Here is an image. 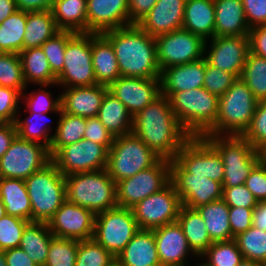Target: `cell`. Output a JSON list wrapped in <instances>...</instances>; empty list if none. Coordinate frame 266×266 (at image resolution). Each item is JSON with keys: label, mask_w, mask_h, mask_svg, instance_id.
Listing matches in <instances>:
<instances>
[{"label": "cell", "mask_w": 266, "mask_h": 266, "mask_svg": "<svg viewBox=\"0 0 266 266\" xmlns=\"http://www.w3.org/2000/svg\"><path fill=\"white\" fill-rule=\"evenodd\" d=\"M108 89L134 117L161 95V82L160 78L120 76Z\"/></svg>", "instance_id": "20"}, {"label": "cell", "mask_w": 266, "mask_h": 266, "mask_svg": "<svg viewBox=\"0 0 266 266\" xmlns=\"http://www.w3.org/2000/svg\"><path fill=\"white\" fill-rule=\"evenodd\" d=\"M240 79L251 89L258 101L266 100V59L249 51Z\"/></svg>", "instance_id": "40"}, {"label": "cell", "mask_w": 266, "mask_h": 266, "mask_svg": "<svg viewBox=\"0 0 266 266\" xmlns=\"http://www.w3.org/2000/svg\"><path fill=\"white\" fill-rule=\"evenodd\" d=\"M54 237L48 223L29 222L22 234L20 248L38 265L44 266L47 260L50 241Z\"/></svg>", "instance_id": "34"}, {"label": "cell", "mask_w": 266, "mask_h": 266, "mask_svg": "<svg viewBox=\"0 0 266 266\" xmlns=\"http://www.w3.org/2000/svg\"><path fill=\"white\" fill-rule=\"evenodd\" d=\"M157 0H129L130 25L138 24L156 4Z\"/></svg>", "instance_id": "59"}, {"label": "cell", "mask_w": 266, "mask_h": 266, "mask_svg": "<svg viewBox=\"0 0 266 266\" xmlns=\"http://www.w3.org/2000/svg\"><path fill=\"white\" fill-rule=\"evenodd\" d=\"M249 28L266 24V0H242Z\"/></svg>", "instance_id": "57"}, {"label": "cell", "mask_w": 266, "mask_h": 266, "mask_svg": "<svg viewBox=\"0 0 266 266\" xmlns=\"http://www.w3.org/2000/svg\"><path fill=\"white\" fill-rule=\"evenodd\" d=\"M0 198L6 214L31 222V203L25 180L0 178Z\"/></svg>", "instance_id": "30"}, {"label": "cell", "mask_w": 266, "mask_h": 266, "mask_svg": "<svg viewBox=\"0 0 266 266\" xmlns=\"http://www.w3.org/2000/svg\"><path fill=\"white\" fill-rule=\"evenodd\" d=\"M174 160L191 175L206 176L222 184L224 164L218 151L204 138L191 137Z\"/></svg>", "instance_id": "16"}, {"label": "cell", "mask_w": 266, "mask_h": 266, "mask_svg": "<svg viewBox=\"0 0 266 266\" xmlns=\"http://www.w3.org/2000/svg\"><path fill=\"white\" fill-rule=\"evenodd\" d=\"M207 257L204 263L208 266H237L243 256L236 241L213 242L207 250L200 256Z\"/></svg>", "instance_id": "44"}, {"label": "cell", "mask_w": 266, "mask_h": 266, "mask_svg": "<svg viewBox=\"0 0 266 266\" xmlns=\"http://www.w3.org/2000/svg\"><path fill=\"white\" fill-rule=\"evenodd\" d=\"M6 215L5 206L2 202V199L0 198V219Z\"/></svg>", "instance_id": "67"}, {"label": "cell", "mask_w": 266, "mask_h": 266, "mask_svg": "<svg viewBox=\"0 0 266 266\" xmlns=\"http://www.w3.org/2000/svg\"><path fill=\"white\" fill-rule=\"evenodd\" d=\"M245 185L258 201H266V166L261 161L253 167Z\"/></svg>", "instance_id": "54"}, {"label": "cell", "mask_w": 266, "mask_h": 266, "mask_svg": "<svg viewBox=\"0 0 266 266\" xmlns=\"http://www.w3.org/2000/svg\"><path fill=\"white\" fill-rule=\"evenodd\" d=\"M113 137L132 132L133 117L115 96L109 91L105 94L96 116Z\"/></svg>", "instance_id": "32"}, {"label": "cell", "mask_w": 266, "mask_h": 266, "mask_svg": "<svg viewBox=\"0 0 266 266\" xmlns=\"http://www.w3.org/2000/svg\"><path fill=\"white\" fill-rule=\"evenodd\" d=\"M87 118L62 112L49 149L51 158L64 146L84 138Z\"/></svg>", "instance_id": "38"}, {"label": "cell", "mask_w": 266, "mask_h": 266, "mask_svg": "<svg viewBox=\"0 0 266 266\" xmlns=\"http://www.w3.org/2000/svg\"><path fill=\"white\" fill-rule=\"evenodd\" d=\"M201 214L212 242L233 240L229 223V206L221 198L196 208Z\"/></svg>", "instance_id": "33"}, {"label": "cell", "mask_w": 266, "mask_h": 266, "mask_svg": "<svg viewBox=\"0 0 266 266\" xmlns=\"http://www.w3.org/2000/svg\"><path fill=\"white\" fill-rule=\"evenodd\" d=\"M23 77L26 85H55L57 77L52 73L41 47L23 49L20 53Z\"/></svg>", "instance_id": "35"}, {"label": "cell", "mask_w": 266, "mask_h": 266, "mask_svg": "<svg viewBox=\"0 0 266 266\" xmlns=\"http://www.w3.org/2000/svg\"><path fill=\"white\" fill-rule=\"evenodd\" d=\"M215 27L214 37L248 36L247 24L242 0H214Z\"/></svg>", "instance_id": "27"}, {"label": "cell", "mask_w": 266, "mask_h": 266, "mask_svg": "<svg viewBox=\"0 0 266 266\" xmlns=\"http://www.w3.org/2000/svg\"><path fill=\"white\" fill-rule=\"evenodd\" d=\"M115 261L116 257L93 238L78 240L75 266H110Z\"/></svg>", "instance_id": "45"}, {"label": "cell", "mask_w": 266, "mask_h": 266, "mask_svg": "<svg viewBox=\"0 0 266 266\" xmlns=\"http://www.w3.org/2000/svg\"><path fill=\"white\" fill-rule=\"evenodd\" d=\"M17 11L15 0H0V23Z\"/></svg>", "instance_id": "64"}, {"label": "cell", "mask_w": 266, "mask_h": 266, "mask_svg": "<svg viewBox=\"0 0 266 266\" xmlns=\"http://www.w3.org/2000/svg\"><path fill=\"white\" fill-rule=\"evenodd\" d=\"M31 203V222L48 223L66 201L65 176L51 160L25 179Z\"/></svg>", "instance_id": "6"}, {"label": "cell", "mask_w": 266, "mask_h": 266, "mask_svg": "<svg viewBox=\"0 0 266 266\" xmlns=\"http://www.w3.org/2000/svg\"><path fill=\"white\" fill-rule=\"evenodd\" d=\"M248 38L250 52L266 59V24L250 28Z\"/></svg>", "instance_id": "58"}, {"label": "cell", "mask_w": 266, "mask_h": 266, "mask_svg": "<svg viewBox=\"0 0 266 266\" xmlns=\"http://www.w3.org/2000/svg\"><path fill=\"white\" fill-rule=\"evenodd\" d=\"M258 102L248 85L238 78L218 98L216 123L204 136H242L251 124Z\"/></svg>", "instance_id": "3"}, {"label": "cell", "mask_w": 266, "mask_h": 266, "mask_svg": "<svg viewBox=\"0 0 266 266\" xmlns=\"http://www.w3.org/2000/svg\"><path fill=\"white\" fill-rule=\"evenodd\" d=\"M170 182L174 185L183 206L196 209L222 198L220 182L206 176L191 175L174 159L170 160Z\"/></svg>", "instance_id": "17"}, {"label": "cell", "mask_w": 266, "mask_h": 266, "mask_svg": "<svg viewBox=\"0 0 266 266\" xmlns=\"http://www.w3.org/2000/svg\"><path fill=\"white\" fill-rule=\"evenodd\" d=\"M168 99L177 120L192 137H203L215 125L218 97L204 87L175 92Z\"/></svg>", "instance_id": "4"}, {"label": "cell", "mask_w": 266, "mask_h": 266, "mask_svg": "<svg viewBox=\"0 0 266 266\" xmlns=\"http://www.w3.org/2000/svg\"><path fill=\"white\" fill-rule=\"evenodd\" d=\"M139 229L132 209L117 206L96 214L93 239L116 257Z\"/></svg>", "instance_id": "9"}, {"label": "cell", "mask_w": 266, "mask_h": 266, "mask_svg": "<svg viewBox=\"0 0 266 266\" xmlns=\"http://www.w3.org/2000/svg\"><path fill=\"white\" fill-rule=\"evenodd\" d=\"M110 266H120L116 261L113 263V264H111Z\"/></svg>", "instance_id": "69"}, {"label": "cell", "mask_w": 266, "mask_h": 266, "mask_svg": "<svg viewBox=\"0 0 266 266\" xmlns=\"http://www.w3.org/2000/svg\"><path fill=\"white\" fill-rule=\"evenodd\" d=\"M17 10L25 12L51 11L55 0H15Z\"/></svg>", "instance_id": "61"}, {"label": "cell", "mask_w": 266, "mask_h": 266, "mask_svg": "<svg viewBox=\"0 0 266 266\" xmlns=\"http://www.w3.org/2000/svg\"><path fill=\"white\" fill-rule=\"evenodd\" d=\"M0 86L19 90L21 93L26 90L27 85L18 53L0 52Z\"/></svg>", "instance_id": "43"}, {"label": "cell", "mask_w": 266, "mask_h": 266, "mask_svg": "<svg viewBox=\"0 0 266 266\" xmlns=\"http://www.w3.org/2000/svg\"><path fill=\"white\" fill-rule=\"evenodd\" d=\"M7 266H38L20 247L5 250Z\"/></svg>", "instance_id": "60"}, {"label": "cell", "mask_w": 266, "mask_h": 266, "mask_svg": "<svg viewBox=\"0 0 266 266\" xmlns=\"http://www.w3.org/2000/svg\"><path fill=\"white\" fill-rule=\"evenodd\" d=\"M78 240L53 237L44 266H75Z\"/></svg>", "instance_id": "46"}, {"label": "cell", "mask_w": 266, "mask_h": 266, "mask_svg": "<svg viewBox=\"0 0 266 266\" xmlns=\"http://www.w3.org/2000/svg\"><path fill=\"white\" fill-rule=\"evenodd\" d=\"M249 51L248 36H218L205 40L204 58L209 65L240 78Z\"/></svg>", "instance_id": "18"}, {"label": "cell", "mask_w": 266, "mask_h": 266, "mask_svg": "<svg viewBox=\"0 0 266 266\" xmlns=\"http://www.w3.org/2000/svg\"><path fill=\"white\" fill-rule=\"evenodd\" d=\"M198 266H208V265L205 263H198Z\"/></svg>", "instance_id": "70"}, {"label": "cell", "mask_w": 266, "mask_h": 266, "mask_svg": "<svg viewBox=\"0 0 266 266\" xmlns=\"http://www.w3.org/2000/svg\"><path fill=\"white\" fill-rule=\"evenodd\" d=\"M237 266H263V264L253 260L243 259Z\"/></svg>", "instance_id": "65"}, {"label": "cell", "mask_w": 266, "mask_h": 266, "mask_svg": "<svg viewBox=\"0 0 266 266\" xmlns=\"http://www.w3.org/2000/svg\"><path fill=\"white\" fill-rule=\"evenodd\" d=\"M43 86V87H42ZM41 89H39V92H30L27 95L22 93V97L25 98V103L27 104V109L30 113H50V112H56L59 115L62 113L61 110V100L60 95L58 98L53 99L51 92H48L42 88L47 87V85H40ZM30 95V96H29ZM53 99V100H52Z\"/></svg>", "instance_id": "50"}, {"label": "cell", "mask_w": 266, "mask_h": 266, "mask_svg": "<svg viewBox=\"0 0 266 266\" xmlns=\"http://www.w3.org/2000/svg\"><path fill=\"white\" fill-rule=\"evenodd\" d=\"M29 223L27 220L6 214L0 219V250L20 246L23 231Z\"/></svg>", "instance_id": "48"}, {"label": "cell", "mask_w": 266, "mask_h": 266, "mask_svg": "<svg viewBox=\"0 0 266 266\" xmlns=\"http://www.w3.org/2000/svg\"><path fill=\"white\" fill-rule=\"evenodd\" d=\"M27 21V12L17 10L0 23V52L20 53Z\"/></svg>", "instance_id": "39"}, {"label": "cell", "mask_w": 266, "mask_h": 266, "mask_svg": "<svg viewBox=\"0 0 266 266\" xmlns=\"http://www.w3.org/2000/svg\"><path fill=\"white\" fill-rule=\"evenodd\" d=\"M51 12L59 30L87 33V0H55Z\"/></svg>", "instance_id": "31"}, {"label": "cell", "mask_w": 266, "mask_h": 266, "mask_svg": "<svg viewBox=\"0 0 266 266\" xmlns=\"http://www.w3.org/2000/svg\"><path fill=\"white\" fill-rule=\"evenodd\" d=\"M254 208L229 207V223L232 236L245 232L252 226V216Z\"/></svg>", "instance_id": "56"}, {"label": "cell", "mask_w": 266, "mask_h": 266, "mask_svg": "<svg viewBox=\"0 0 266 266\" xmlns=\"http://www.w3.org/2000/svg\"><path fill=\"white\" fill-rule=\"evenodd\" d=\"M51 160L47 147L17 135L0 158V178L25 180Z\"/></svg>", "instance_id": "12"}, {"label": "cell", "mask_w": 266, "mask_h": 266, "mask_svg": "<svg viewBox=\"0 0 266 266\" xmlns=\"http://www.w3.org/2000/svg\"><path fill=\"white\" fill-rule=\"evenodd\" d=\"M47 115L48 114L46 113H30V115L25 120H21V118L17 116L14 122L17 130V135L21 139L42 144L43 146L50 149L53 134H51L50 136L49 133H51L52 129L50 128V125L48 126L46 124L43 126V124H45L43 118L45 119Z\"/></svg>", "instance_id": "41"}, {"label": "cell", "mask_w": 266, "mask_h": 266, "mask_svg": "<svg viewBox=\"0 0 266 266\" xmlns=\"http://www.w3.org/2000/svg\"><path fill=\"white\" fill-rule=\"evenodd\" d=\"M252 226L266 231V201H258L253 209Z\"/></svg>", "instance_id": "63"}, {"label": "cell", "mask_w": 266, "mask_h": 266, "mask_svg": "<svg viewBox=\"0 0 266 266\" xmlns=\"http://www.w3.org/2000/svg\"><path fill=\"white\" fill-rule=\"evenodd\" d=\"M220 154L224 164L222 187L243 185L253 167L261 160L256 150L243 136H203Z\"/></svg>", "instance_id": "7"}, {"label": "cell", "mask_w": 266, "mask_h": 266, "mask_svg": "<svg viewBox=\"0 0 266 266\" xmlns=\"http://www.w3.org/2000/svg\"><path fill=\"white\" fill-rule=\"evenodd\" d=\"M170 183V160L161 158L154 166L116 183L117 206L132 208Z\"/></svg>", "instance_id": "11"}, {"label": "cell", "mask_w": 266, "mask_h": 266, "mask_svg": "<svg viewBox=\"0 0 266 266\" xmlns=\"http://www.w3.org/2000/svg\"><path fill=\"white\" fill-rule=\"evenodd\" d=\"M222 199L229 207L254 208L258 204V200L245 184L223 187Z\"/></svg>", "instance_id": "53"}, {"label": "cell", "mask_w": 266, "mask_h": 266, "mask_svg": "<svg viewBox=\"0 0 266 266\" xmlns=\"http://www.w3.org/2000/svg\"><path fill=\"white\" fill-rule=\"evenodd\" d=\"M260 161L266 166V154L265 153H262V157Z\"/></svg>", "instance_id": "68"}, {"label": "cell", "mask_w": 266, "mask_h": 266, "mask_svg": "<svg viewBox=\"0 0 266 266\" xmlns=\"http://www.w3.org/2000/svg\"><path fill=\"white\" fill-rule=\"evenodd\" d=\"M96 214L69 201H65L48 222L54 237L88 240L93 238Z\"/></svg>", "instance_id": "19"}, {"label": "cell", "mask_w": 266, "mask_h": 266, "mask_svg": "<svg viewBox=\"0 0 266 266\" xmlns=\"http://www.w3.org/2000/svg\"><path fill=\"white\" fill-rule=\"evenodd\" d=\"M132 132L158 156L169 160L192 137L177 120L168 97L162 94L133 117Z\"/></svg>", "instance_id": "1"}, {"label": "cell", "mask_w": 266, "mask_h": 266, "mask_svg": "<svg viewBox=\"0 0 266 266\" xmlns=\"http://www.w3.org/2000/svg\"><path fill=\"white\" fill-rule=\"evenodd\" d=\"M97 84L91 49V33H76L66 45L64 66L57 76L56 85L82 87Z\"/></svg>", "instance_id": "10"}, {"label": "cell", "mask_w": 266, "mask_h": 266, "mask_svg": "<svg viewBox=\"0 0 266 266\" xmlns=\"http://www.w3.org/2000/svg\"><path fill=\"white\" fill-rule=\"evenodd\" d=\"M16 136L15 123L0 125V158L6 153Z\"/></svg>", "instance_id": "62"}, {"label": "cell", "mask_w": 266, "mask_h": 266, "mask_svg": "<svg viewBox=\"0 0 266 266\" xmlns=\"http://www.w3.org/2000/svg\"><path fill=\"white\" fill-rule=\"evenodd\" d=\"M178 223L192 251L200 257L213 243L208 235L204 220L197 209L181 206Z\"/></svg>", "instance_id": "36"}, {"label": "cell", "mask_w": 266, "mask_h": 266, "mask_svg": "<svg viewBox=\"0 0 266 266\" xmlns=\"http://www.w3.org/2000/svg\"><path fill=\"white\" fill-rule=\"evenodd\" d=\"M91 49L97 84L109 87L121 76L113 46L102 34L91 33Z\"/></svg>", "instance_id": "28"}, {"label": "cell", "mask_w": 266, "mask_h": 266, "mask_svg": "<svg viewBox=\"0 0 266 266\" xmlns=\"http://www.w3.org/2000/svg\"><path fill=\"white\" fill-rule=\"evenodd\" d=\"M157 60L163 69L200 60L204 57L205 40L190 31L179 29L155 37Z\"/></svg>", "instance_id": "15"}, {"label": "cell", "mask_w": 266, "mask_h": 266, "mask_svg": "<svg viewBox=\"0 0 266 266\" xmlns=\"http://www.w3.org/2000/svg\"><path fill=\"white\" fill-rule=\"evenodd\" d=\"M214 27V0H186L182 29L207 40L214 37Z\"/></svg>", "instance_id": "29"}, {"label": "cell", "mask_w": 266, "mask_h": 266, "mask_svg": "<svg viewBox=\"0 0 266 266\" xmlns=\"http://www.w3.org/2000/svg\"><path fill=\"white\" fill-rule=\"evenodd\" d=\"M59 31L51 11L27 12L23 49L41 47Z\"/></svg>", "instance_id": "37"}, {"label": "cell", "mask_w": 266, "mask_h": 266, "mask_svg": "<svg viewBox=\"0 0 266 266\" xmlns=\"http://www.w3.org/2000/svg\"><path fill=\"white\" fill-rule=\"evenodd\" d=\"M84 139L104 145L110 149L114 137L97 117H90L87 118Z\"/></svg>", "instance_id": "55"}, {"label": "cell", "mask_w": 266, "mask_h": 266, "mask_svg": "<svg viewBox=\"0 0 266 266\" xmlns=\"http://www.w3.org/2000/svg\"><path fill=\"white\" fill-rule=\"evenodd\" d=\"M71 31L60 30L53 37L49 38L41 48L48 60L52 73L57 77L63 70L64 53L67 42L75 35Z\"/></svg>", "instance_id": "47"}, {"label": "cell", "mask_w": 266, "mask_h": 266, "mask_svg": "<svg viewBox=\"0 0 266 266\" xmlns=\"http://www.w3.org/2000/svg\"><path fill=\"white\" fill-rule=\"evenodd\" d=\"M109 149L96 142L82 139L62 147L53 157L58 171L64 176L106 169Z\"/></svg>", "instance_id": "14"}, {"label": "cell", "mask_w": 266, "mask_h": 266, "mask_svg": "<svg viewBox=\"0 0 266 266\" xmlns=\"http://www.w3.org/2000/svg\"><path fill=\"white\" fill-rule=\"evenodd\" d=\"M242 136L256 150L266 151V100L258 102L251 124Z\"/></svg>", "instance_id": "49"}, {"label": "cell", "mask_w": 266, "mask_h": 266, "mask_svg": "<svg viewBox=\"0 0 266 266\" xmlns=\"http://www.w3.org/2000/svg\"><path fill=\"white\" fill-rule=\"evenodd\" d=\"M108 91L107 86L99 84L65 88L60 94L61 110L83 118L96 117Z\"/></svg>", "instance_id": "25"}, {"label": "cell", "mask_w": 266, "mask_h": 266, "mask_svg": "<svg viewBox=\"0 0 266 266\" xmlns=\"http://www.w3.org/2000/svg\"><path fill=\"white\" fill-rule=\"evenodd\" d=\"M0 266H7L4 250H0Z\"/></svg>", "instance_id": "66"}, {"label": "cell", "mask_w": 266, "mask_h": 266, "mask_svg": "<svg viewBox=\"0 0 266 266\" xmlns=\"http://www.w3.org/2000/svg\"><path fill=\"white\" fill-rule=\"evenodd\" d=\"M102 35L113 46L121 76L160 78L155 37L138 24L109 30Z\"/></svg>", "instance_id": "2"}, {"label": "cell", "mask_w": 266, "mask_h": 266, "mask_svg": "<svg viewBox=\"0 0 266 266\" xmlns=\"http://www.w3.org/2000/svg\"><path fill=\"white\" fill-rule=\"evenodd\" d=\"M161 266H188L187 255L193 253L178 221L153 230Z\"/></svg>", "instance_id": "22"}, {"label": "cell", "mask_w": 266, "mask_h": 266, "mask_svg": "<svg viewBox=\"0 0 266 266\" xmlns=\"http://www.w3.org/2000/svg\"><path fill=\"white\" fill-rule=\"evenodd\" d=\"M21 98L19 90L0 86V125L15 122Z\"/></svg>", "instance_id": "52"}, {"label": "cell", "mask_w": 266, "mask_h": 266, "mask_svg": "<svg viewBox=\"0 0 266 266\" xmlns=\"http://www.w3.org/2000/svg\"><path fill=\"white\" fill-rule=\"evenodd\" d=\"M243 259L266 264V231L251 226L234 237Z\"/></svg>", "instance_id": "42"}, {"label": "cell", "mask_w": 266, "mask_h": 266, "mask_svg": "<svg viewBox=\"0 0 266 266\" xmlns=\"http://www.w3.org/2000/svg\"><path fill=\"white\" fill-rule=\"evenodd\" d=\"M129 0H87V33L102 34L130 25Z\"/></svg>", "instance_id": "21"}, {"label": "cell", "mask_w": 266, "mask_h": 266, "mask_svg": "<svg viewBox=\"0 0 266 266\" xmlns=\"http://www.w3.org/2000/svg\"><path fill=\"white\" fill-rule=\"evenodd\" d=\"M186 0H157L138 25L152 37L182 29Z\"/></svg>", "instance_id": "23"}, {"label": "cell", "mask_w": 266, "mask_h": 266, "mask_svg": "<svg viewBox=\"0 0 266 266\" xmlns=\"http://www.w3.org/2000/svg\"><path fill=\"white\" fill-rule=\"evenodd\" d=\"M161 159L133 132L114 137L106 170L115 183L154 166Z\"/></svg>", "instance_id": "8"}, {"label": "cell", "mask_w": 266, "mask_h": 266, "mask_svg": "<svg viewBox=\"0 0 266 266\" xmlns=\"http://www.w3.org/2000/svg\"><path fill=\"white\" fill-rule=\"evenodd\" d=\"M206 59L167 67L161 71V94L169 97L172 93L203 87Z\"/></svg>", "instance_id": "24"}, {"label": "cell", "mask_w": 266, "mask_h": 266, "mask_svg": "<svg viewBox=\"0 0 266 266\" xmlns=\"http://www.w3.org/2000/svg\"><path fill=\"white\" fill-rule=\"evenodd\" d=\"M120 266H161L153 230H141L116 256Z\"/></svg>", "instance_id": "26"}, {"label": "cell", "mask_w": 266, "mask_h": 266, "mask_svg": "<svg viewBox=\"0 0 266 266\" xmlns=\"http://www.w3.org/2000/svg\"><path fill=\"white\" fill-rule=\"evenodd\" d=\"M66 200L95 214L117 207L116 183L107 170L65 176Z\"/></svg>", "instance_id": "5"}, {"label": "cell", "mask_w": 266, "mask_h": 266, "mask_svg": "<svg viewBox=\"0 0 266 266\" xmlns=\"http://www.w3.org/2000/svg\"><path fill=\"white\" fill-rule=\"evenodd\" d=\"M238 79V77L219 68L209 65L206 61L203 87L210 93L221 97Z\"/></svg>", "instance_id": "51"}, {"label": "cell", "mask_w": 266, "mask_h": 266, "mask_svg": "<svg viewBox=\"0 0 266 266\" xmlns=\"http://www.w3.org/2000/svg\"><path fill=\"white\" fill-rule=\"evenodd\" d=\"M181 206L180 197L170 182L162 190L149 195L131 209L141 230H154L177 221Z\"/></svg>", "instance_id": "13"}]
</instances>
